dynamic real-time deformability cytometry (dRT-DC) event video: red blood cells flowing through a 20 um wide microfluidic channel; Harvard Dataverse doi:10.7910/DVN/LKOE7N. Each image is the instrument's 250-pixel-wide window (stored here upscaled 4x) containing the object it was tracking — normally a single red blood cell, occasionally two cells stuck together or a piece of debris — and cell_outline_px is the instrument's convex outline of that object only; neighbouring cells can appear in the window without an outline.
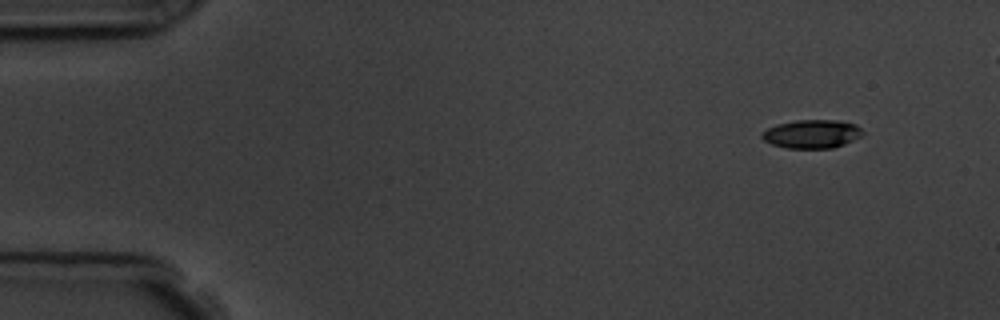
{"species": "common noctule bat (a hibernating species)", "species_latin": "Nyctalus noctula", "temperature_condition": "room temperature", "stored_images_in_passage": 5, "camera_frame_rate_fps": 3000, "um_per_image_px": 0.085, "animal": {"sex": "male", "body_mass_g": 19.5, "forearm_length_mm": 54.6}, "frame": {"image": 1, "passage_image": 1, "time_ms": 0.0, "image_size_px": [1000, 320], "cell_outline_px": [[864, 132], [860, 136], [844, 144], [832, 148], [784, 148], [772, 144], [764, 140], [760, 136], [760, 132], [776, 124], [796, 120], [836, 120], [856, 124]], "centroid_in_image_um": [68.97, 11.38], "position_along_channel_um": 16.0, "area_um2": 16.76}}